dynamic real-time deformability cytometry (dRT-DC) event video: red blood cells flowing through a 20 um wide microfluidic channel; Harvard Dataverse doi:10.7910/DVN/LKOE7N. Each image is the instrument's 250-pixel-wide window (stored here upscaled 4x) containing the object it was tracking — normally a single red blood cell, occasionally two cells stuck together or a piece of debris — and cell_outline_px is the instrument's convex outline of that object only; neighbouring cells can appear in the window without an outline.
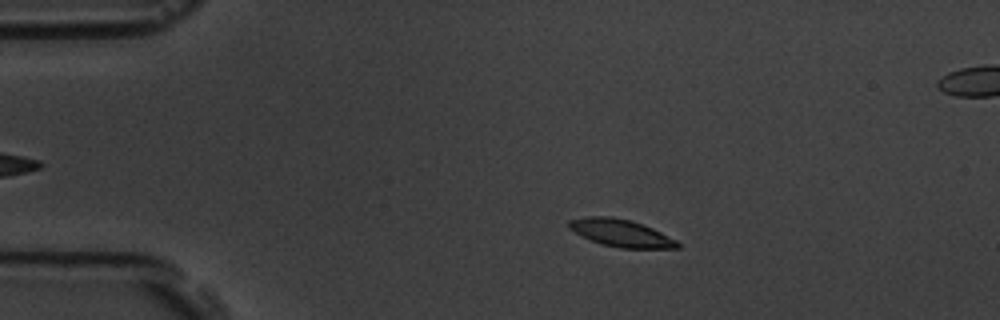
{"species": "common noctule bat (a hibernating species)", "species_latin": "Nyctalus noctula", "temperature_condition": "room temperature", "stored_images_in_passage": 6, "camera_frame_rate_fps": 3000, "um_per_image_px": 0.085, "animal": {"sex": "male", "body_mass_g": 19.5, "forearm_length_mm": 54.6}, "frame": {"image": 1, "passage_image": 3, "time_ms": 2.0, "image_size_px": [1000, 320], "cell_outline_px": [[680, 248], [620, 248], [600, 244], [568, 228], [568, 220], [588, 216], [612, 216], [632, 220], [652, 228], [676, 240], [680, 244]], "centroid_in_image_um": [52.78, 19.8], "position_along_channel_um": 32.2, "area_um2": 17.22}}
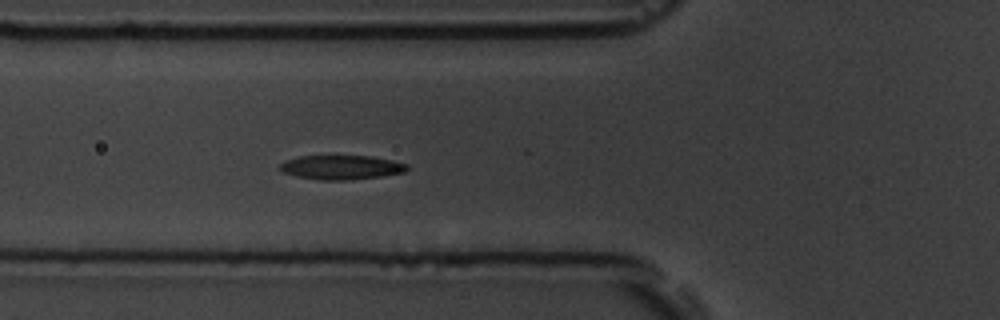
{"frame": {"image": 2, "passage_image": 6, "time_ms": 5.333, "image_size_px": [1000, 320], "cell_outline_px": [[408, 168], [404, 172], [380, 176], [348, 180], [320, 180], [296, 176], [284, 172], [276, 168], [284, 160], [300, 156], [372, 156], [392, 160], [408, 164]], "centroid_in_image_um": [28.97, 14.22], "position_along_channel_um": 96.8, "area_um2": 17.98}}